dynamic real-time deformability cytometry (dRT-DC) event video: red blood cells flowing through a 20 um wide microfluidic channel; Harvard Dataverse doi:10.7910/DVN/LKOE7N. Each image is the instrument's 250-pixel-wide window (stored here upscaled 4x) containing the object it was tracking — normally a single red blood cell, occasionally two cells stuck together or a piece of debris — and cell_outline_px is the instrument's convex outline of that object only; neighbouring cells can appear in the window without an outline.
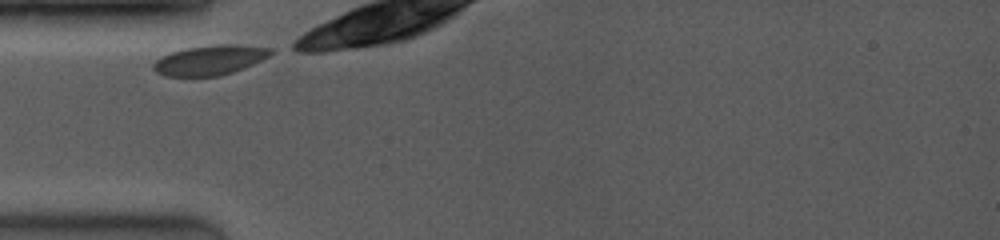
{"species": "common noctule bat (a hibernating species)", "species_latin": "Nyctalus noctula", "temperature_condition": "room temperature", "stored_images_in_passage": 7, "camera_frame_rate_fps": 4000, "um_per_image_px": 0.085, "animal": {"sex": "female", "body_mass_g": 19.0, "forearm_length_mm": 53.3}, "frame": {"image": 1, "passage_image": 1, "time_ms": 0.0, "image_size_px": [1000, 240], "cell_outline_px": [[272, 52], [268, 56], [260, 60], [232, 72], [220, 76], [168, 76], [156, 72], [152, 68], [152, 64], [160, 56], [172, 52], [188, 48], [220, 44], [232, 44], [272, 48]], "centroid_in_image_um": [17.79, 5.11], "position_along_channel_um": 67.2, "area_um2": 20.0}}